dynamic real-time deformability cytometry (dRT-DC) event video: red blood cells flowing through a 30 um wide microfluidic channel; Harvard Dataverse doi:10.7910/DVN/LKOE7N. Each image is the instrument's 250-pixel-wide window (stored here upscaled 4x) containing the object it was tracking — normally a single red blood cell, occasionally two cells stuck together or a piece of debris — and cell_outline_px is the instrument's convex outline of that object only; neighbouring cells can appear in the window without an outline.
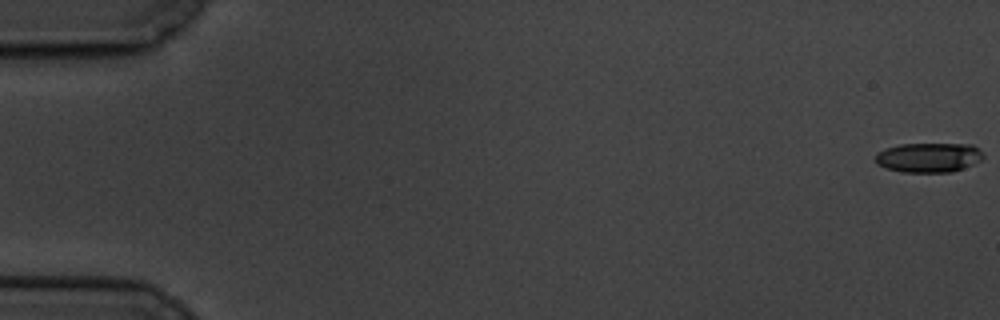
{"species": "common noctule bat (a hibernating species)", "species_latin": "Nyctalus noctula", "temperature_condition": "cold", "stored_images_in_passage": 7, "camera_frame_rate_fps": 3000, "um_per_image_px": 0.085, "animal": {"sex": "male", "body_mass_g": 19.5, "forearm_length_mm": 54.6}, "frame": {"image": 1, "passage_image": 1, "time_ms": 0.0, "image_size_px": [1000, 320], "cell_outline_px": [[984, 156], [980, 160], [964, 168], [952, 172], [904, 172], [888, 168], [876, 164], [876, 152], [884, 148], [900, 144], [972, 144]], "centroid_in_image_um": [78.9, 13.38], "position_along_channel_um": 6.1, "area_um2": 18.5}}
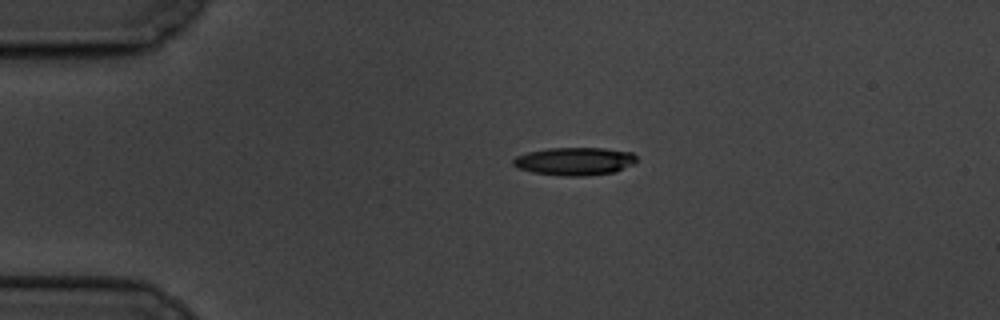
{"frame": {"image": 2, "passage_image": 5, "time_ms": 4.333, "image_size_px": [1000, 320], "cell_outline_px": [[636, 164], [616, 172], [584, 176], [564, 176], [532, 172], [516, 168], [512, 164], [512, 160], [516, 156], [528, 152], [548, 148], [604, 148], [632, 152], [636, 156]], "centroid_in_image_um": [48.86, 13.71], "position_along_channel_um": 36.1, "area_um2": 20.35}}
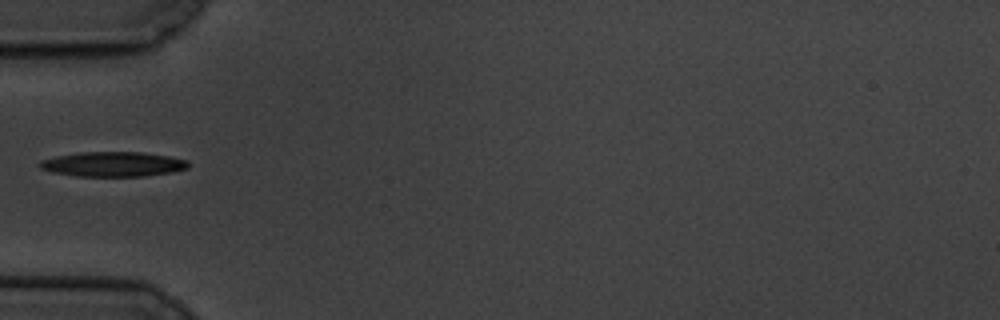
{"frame": {"image": 3, "passage_image": 7, "time_ms": 6.667, "image_size_px": [1000, 320], "cell_outline_px": [[188, 168], [172, 172], [144, 176], [76, 176], [52, 172], [40, 168], [36, 164], [40, 160], [56, 156], [80, 152], [140, 152], [168, 156], [188, 160]], "centroid_in_image_um": [9.57, 13.95], "position_along_channel_um": 75.4, "area_um2": 21.5}}